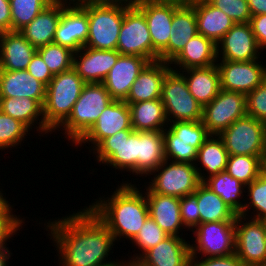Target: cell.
I'll use <instances>...</instances> for the list:
<instances>
[{
  "mask_svg": "<svg viewBox=\"0 0 266 266\" xmlns=\"http://www.w3.org/2000/svg\"><path fill=\"white\" fill-rule=\"evenodd\" d=\"M191 256L222 257L235 253V221L199 223L192 231ZM199 254V255H198Z\"/></svg>",
  "mask_w": 266,
  "mask_h": 266,
  "instance_id": "9c48e42d",
  "label": "cell"
},
{
  "mask_svg": "<svg viewBox=\"0 0 266 266\" xmlns=\"http://www.w3.org/2000/svg\"><path fill=\"white\" fill-rule=\"evenodd\" d=\"M46 86L26 69L0 70V97L31 98L42 106L45 101Z\"/></svg>",
  "mask_w": 266,
  "mask_h": 266,
  "instance_id": "4316f807",
  "label": "cell"
},
{
  "mask_svg": "<svg viewBox=\"0 0 266 266\" xmlns=\"http://www.w3.org/2000/svg\"><path fill=\"white\" fill-rule=\"evenodd\" d=\"M89 34L88 6L67 3L62 9L53 43L76 52L85 46Z\"/></svg>",
  "mask_w": 266,
  "mask_h": 266,
  "instance_id": "ac0fdd59",
  "label": "cell"
},
{
  "mask_svg": "<svg viewBox=\"0 0 266 266\" xmlns=\"http://www.w3.org/2000/svg\"><path fill=\"white\" fill-rule=\"evenodd\" d=\"M119 56L117 50H97L84 46L74 52L73 68L85 83H102Z\"/></svg>",
  "mask_w": 266,
  "mask_h": 266,
  "instance_id": "d6986e66",
  "label": "cell"
},
{
  "mask_svg": "<svg viewBox=\"0 0 266 266\" xmlns=\"http://www.w3.org/2000/svg\"><path fill=\"white\" fill-rule=\"evenodd\" d=\"M250 25L259 49H266V14L251 16Z\"/></svg>",
  "mask_w": 266,
  "mask_h": 266,
  "instance_id": "816d5d0a",
  "label": "cell"
},
{
  "mask_svg": "<svg viewBox=\"0 0 266 266\" xmlns=\"http://www.w3.org/2000/svg\"><path fill=\"white\" fill-rule=\"evenodd\" d=\"M190 241L186 237L168 235L147 250L138 261L143 266H190Z\"/></svg>",
  "mask_w": 266,
  "mask_h": 266,
  "instance_id": "7402d4cb",
  "label": "cell"
},
{
  "mask_svg": "<svg viewBox=\"0 0 266 266\" xmlns=\"http://www.w3.org/2000/svg\"><path fill=\"white\" fill-rule=\"evenodd\" d=\"M32 76L47 86L53 78L41 55L36 52L26 69Z\"/></svg>",
  "mask_w": 266,
  "mask_h": 266,
  "instance_id": "f907efd6",
  "label": "cell"
},
{
  "mask_svg": "<svg viewBox=\"0 0 266 266\" xmlns=\"http://www.w3.org/2000/svg\"><path fill=\"white\" fill-rule=\"evenodd\" d=\"M209 136L201 120L171 122L163 130L164 141L205 142Z\"/></svg>",
  "mask_w": 266,
  "mask_h": 266,
  "instance_id": "74e56055",
  "label": "cell"
},
{
  "mask_svg": "<svg viewBox=\"0 0 266 266\" xmlns=\"http://www.w3.org/2000/svg\"><path fill=\"white\" fill-rule=\"evenodd\" d=\"M171 69L167 62H149L132 84L126 103H138L161 98L162 83L166 73Z\"/></svg>",
  "mask_w": 266,
  "mask_h": 266,
  "instance_id": "d4e9b609",
  "label": "cell"
},
{
  "mask_svg": "<svg viewBox=\"0 0 266 266\" xmlns=\"http://www.w3.org/2000/svg\"><path fill=\"white\" fill-rule=\"evenodd\" d=\"M247 115L246 95L221 89L202 110V122L210 135H219Z\"/></svg>",
  "mask_w": 266,
  "mask_h": 266,
  "instance_id": "8fae6325",
  "label": "cell"
},
{
  "mask_svg": "<svg viewBox=\"0 0 266 266\" xmlns=\"http://www.w3.org/2000/svg\"><path fill=\"white\" fill-rule=\"evenodd\" d=\"M225 171L247 186L261 173V157L229 155Z\"/></svg>",
  "mask_w": 266,
  "mask_h": 266,
  "instance_id": "f35d334b",
  "label": "cell"
},
{
  "mask_svg": "<svg viewBox=\"0 0 266 266\" xmlns=\"http://www.w3.org/2000/svg\"><path fill=\"white\" fill-rule=\"evenodd\" d=\"M30 129L21 121L0 111V150H11L23 145L26 137L30 136Z\"/></svg>",
  "mask_w": 266,
  "mask_h": 266,
  "instance_id": "60d3db41",
  "label": "cell"
},
{
  "mask_svg": "<svg viewBox=\"0 0 266 266\" xmlns=\"http://www.w3.org/2000/svg\"><path fill=\"white\" fill-rule=\"evenodd\" d=\"M117 266H143V265L138 260L121 259V261H119Z\"/></svg>",
  "mask_w": 266,
  "mask_h": 266,
  "instance_id": "91938a15",
  "label": "cell"
},
{
  "mask_svg": "<svg viewBox=\"0 0 266 266\" xmlns=\"http://www.w3.org/2000/svg\"><path fill=\"white\" fill-rule=\"evenodd\" d=\"M0 111L21 121L31 131H33L32 127L34 126L33 128L40 134L39 136L43 137L45 134L53 133L45 125L43 106L35 99L0 97Z\"/></svg>",
  "mask_w": 266,
  "mask_h": 266,
  "instance_id": "f1b7e54d",
  "label": "cell"
},
{
  "mask_svg": "<svg viewBox=\"0 0 266 266\" xmlns=\"http://www.w3.org/2000/svg\"><path fill=\"white\" fill-rule=\"evenodd\" d=\"M254 266H266V263L260 264V265H254Z\"/></svg>",
  "mask_w": 266,
  "mask_h": 266,
  "instance_id": "e7e4bbea",
  "label": "cell"
},
{
  "mask_svg": "<svg viewBox=\"0 0 266 266\" xmlns=\"http://www.w3.org/2000/svg\"><path fill=\"white\" fill-rule=\"evenodd\" d=\"M149 216L168 235L183 236L186 230L180 215V198L153 193L145 184ZM182 229V230H181ZM182 232V233H181ZM181 233V234H180Z\"/></svg>",
  "mask_w": 266,
  "mask_h": 266,
  "instance_id": "603a6c76",
  "label": "cell"
},
{
  "mask_svg": "<svg viewBox=\"0 0 266 266\" xmlns=\"http://www.w3.org/2000/svg\"><path fill=\"white\" fill-rule=\"evenodd\" d=\"M150 175L148 188L156 194L178 198L193 194L201 183L194 164L165 160Z\"/></svg>",
  "mask_w": 266,
  "mask_h": 266,
  "instance_id": "8992f818",
  "label": "cell"
},
{
  "mask_svg": "<svg viewBox=\"0 0 266 266\" xmlns=\"http://www.w3.org/2000/svg\"><path fill=\"white\" fill-rule=\"evenodd\" d=\"M52 75H57L73 67L74 51L55 43L37 48Z\"/></svg>",
  "mask_w": 266,
  "mask_h": 266,
  "instance_id": "b9f144b4",
  "label": "cell"
},
{
  "mask_svg": "<svg viewBox=\"0 0 266 266\" xmlns=\"http://www.w3.org/2000/svg\"><path fill=\"white\" fill-rule=\"evenodd\" d=\"M216 45L218 60L252 61L263 56L250 23H235Z\"/></svg>",
  "mask_w": 266,
  "mask_h": 266,
  "instance_id": "e0dca14e",
  "label": "cell"
},
{
  "mask_svg": "<svg viewBox=\"0 0 266 266\" xmlns=\"http://www.w3.org/2000/svg\"><path fill=\"white\" fill-rule=\"evenodd\" d=\"M161 100L169 123L202 120L203 107L189 92L184 76L170 69L163 80Z\"/></svg>",
  "mask_w": 266,
  "mask_h": 266,
  "instance_id": "5b68a950",
  "label": "cell"
},
{
  "mask_svg": "<svg viewBox=\"0 0 266 266\" xmlns=\"http://www.w3.org/2000/svg\"><path fill=\"white\" fill-rule=\"evenodd\" d=\"M9 247H0V266H9V259L11 258L12 252ZM8 263V264H7Z\"/></svg>",
  "mask_w": 266,
  "mask_h": 266,
  "instance_id": "6f0895ef",
  "label": "cell"
},
{
  "mask_svg": "<svg viewBox=\"0 0 266 266\" xmlns=\"http://www.w3.org/2000/svg\"><path fill=\"white\" fill-rule=\"evenodd\" d=\"M127 104L134 131H163L167 127L169 122L161 98Z\"/></svg>",
  "mask_w": 266,
  "mask_h": 266,
  "instance_id": "836d02e7",
  "label": "cell"
},
{
  "mask_svg": "<svg viewBox=\"0 0 266 266\" xmlns=\"http://www.w3.org/2000/svg\"><path fill=\"white\" fill-rule=\"evenodd\" d=\"M220 88L245 95L266 79V64L260 59L252 61H217Z\"/></svg>",
  "mask_w": 266,
  "mask_h": 266,
  "instance_id": "5bb4252c",
  "label": "cell"
},
{
  "mask_svg": "<svg viewBox=\"0 0 266 266\" xmlns=\"http://www.w3.org/2000/svg\"><path fill=\"white\" fill-rule=\"evenodd\" d=\"M199 257V258H198ZM190 266H244L239 257L233 253L222 257L191 256Z\"/></svg>",
  "mask_w": 266,
  "mask_h": 266,
  "instance_id": "681fc988",
  "label": "cell"
},
{
  "mask_svg": "<svg viewBox=\"0 0 266 266\" xmlns=\"http://www.w3.org/2000/svg\"><path fill=\"white\" fill-rule=\"evenodd\" d=\"M0 27L11 31V8L9 0H0Z\"/></svg>",
  "mask_w": 266,
  "mask_h": 266,
  "instance_id": "db71d44e",
  "label": "cell"
},
{
  "mask_svg": "<svg viewBox=\"0 0 266 266\" xmlns=\"http://www.w3.org/2000/svg\"><path fill=\"white\" fill-rule=\"evenodd\" d=\"M36 52L19 31H6L0 40V70H25Z\"/></svg>",
  "mask_w": 266,
  "mask_h": 266,
  "instance_id": "83f0119b",
  "label": "cell"
},
{
  "mask_svg": "<svg viewBox=\"0 0 266 266\" xmlns=\"http://www.w3.org/2000/svg\"><path fill=\"white\" fill-rule=\"evenodd\" d=\"M164 161L163 131H139L138 166L131 173L135 177H149Z\"/></svg>",
  "mask_w": 266,
  "mask_h": 266,
  "instance_id": "1f68e13d",
  "label": "cell"
},
{
  "mask_svg": "<svg viewBox=\"0 0 266 266\" xmlns=\"http://www.w3.org/2000/svg\"><path fill=\"white\" fill-rule=\"evenodd\" d=\"M251 16L266 14V0H247Z\"/></svg>",
  "mask_w": 266,
  "mask_h": 266,
  "instance_id": "11a10c76",
  "label": "cell"
},
{
  "mask_svg": "<svg viewBox=\"0 0 266 266\" xmlns=\"http://www.w3.org/2000/svg\"><path fill=\"white\" fill-rule=\"evenodd\" d=\"M216 193L238 215L244 208L246 186L233 178L225 170L213 175L203 182ZM245 194V195H244ZM242 200V201H241Z\"/></svg>",
  "mask_w": 266,
  "mask_h": 266,
  "instance_id": "d590c367",
  "label": "cell"
},
{
  "mask_svg": "<svg viewBox=\"0 0 266 266\" xmlns=\"http://www.w3.org/2000/svg\"><path fill=\"white\" fill-rule=\"evenodd\" d=\"M68 2L81 7L90 5H108L130 8L136 5L137 0H68Z\"/></svg>",
  "mask_w": 266,
  "mask_h": 266,
  "instance_id": "f5cc1de1",
  "label": "cell"
},
{
  "mask_svg": "<svg viewBox=\"0 0 266 266\" xmlns=\"http://www.w3.org/2000/svg\"><path fill=\"white\" fill-rule=\"evenodd\" d=\"M137 1L175 3L178 5L188 4L190 2V0H137Z\"/></svg>",
  "mask_w": 266,
  "mask_h": 266,
  "instance_id": "680465c9",
  "label": "cell"
},
{
  "mask_svg": "<svg viewBox=\"0 0 266 266\" xmlns=\"http://www.w3.org/2000/svg\"><path fill=\"white\" fill-rule=\"evenodd\" d=\"M197 34L194 7L190 3L180 5L174 11L168 46L159 54V61L170 63Z\"/></svg>",
  "mask_w": 266,
  "mask_h": 266,
  "instance_id": "44dd1931",
  "label": "cell"
},
{
  "mask_svg": "<svg viewBox=\"0 0 266 266\" xmlns=\"http://www.w3.org/2000/svg\"><path fill=\"white\" fill-rule=\"evenodd\" d=\"M204 142L164 141L165 160L195 164L198 149Z\"/></svg>",
  "mask_w": 266,
  "mask_h": 266,
  "instance_id": "ee69618b",
  "label": "cell"
},
{
  "mask_svg": "<svg viewBox=\"0 0 266 266\" xmlns=\"http://www.w3.org/2000/svg\"><path fill=\"white\" fill-rule=\"evenodd\" d=\"M211 5L223 11L235 23H249L251 14L247 0H207Z\"/></svg>",
  "mask_w": 266,
  "mask_h": 266,
  "instance_id": "f6af8a7d",
  "label": "cell"
},
{
  "mask_svg": "<svg viewBox=\"0 0 266 266\" xmlns=\"http://www.w3.org/2000/svg\"><path fill=\"white\" fill-rule=\"evenodd\" d=\"M126 9L121 6H88L89 34L85 47L116 50Z\"/></svg>",
  "mask_w": 266,
  "mask_h": 266,
  "instance_id": "30bf717a",
  "label": "cell"
},
{
  "mask_svg": "<svg viewBox=\"0 0 266 266\" xmlns=\"http://www.w3.org/2000/svg\"><path fill=\"white\" fill-rule=\"evenodd\" d=\"M54 0H9L11 31H20Z\"/></svg>",
  "mask_w": 266,
  "mask_h": 266,
  "instance_id": "ab89813d",
  "label": "cell"
},
{
  "mask_svg": "<svg viewBox=\"0 0 266 266\" xmlns=\"http://www.w3.org/2000/svg\"><path fill=\"white\" fill-rule=\"evenodd\" d=\"M145 16L152 40V62L168 46L174 11L180 6L175 3L137 1L135 5Z\"/></svg>",
  "mask_w": 266,
  "mask_h": 266,
  "instance_id": "2e32d148",
  "label": "cell"
},
{
  "mask_svg": "<svg viewBox=\"0 0 266 266\" xmlns=\"http://www.w3.org/2000/svg\"><path fill=\"white\" fill-rule=\"evenodd\" d=\"M193 195L199 208V223L235 221L238 214L203 182Z\"/></svg>",
  "mask_w": 266,
  "mask_h": 266,
  "instance_id": "e575fe53",
  "label": "cell"
},
{
  "mask_svg": "<svg viewBox=\"0 0 266 266\" xmlns=\"http://www.w3.org/2000/svg\"><path fill=\"white\" fill-rule=\"evenodd\" d=\"M218 136L228 155L262 157L266 149V124L251 116L236 120Z\"/></svg>",
  "mask_w": 266,
  "mask_h": 266,
  "instance_id": "ba28073f",
  "label": "cell"
},
{
  "mask_svg": "<svg viewBox=\"0 0 266 266\" xmlns=\"http://www.w3.org/2000/svg\"><path fill=\"white\" fill-rule=\"evenodd\" d=\"M189 3L194 7L198 34L207 37L215 44L235 24L228 15L211 5L207 0H194Z\"/></svg>",
  "mask_w": 266,
  "mask_h": 266,
  "instance_id": "f546056e",
  "label": "cell"
},
{
  "mask_svg": "<svg viewBox=\"0 0 266 266\" xmlns=\"http://www.w3.org/2000/svg\"><path fill=\"white\" fill-rule=\"evenodd\" d=\"M179 72L184 76L189 92L202 107L210 103L221 90L217 64Z\"/></svg>",
  "mask_w": 266,
  "mask_h": 266,
  "instance_id": "4dcf8cb0",
  "label": "cell"
},
{
  "mask_svg": "<svg viewBox=\"0 0 266 266\" xmlns=\"http://www.w3.org/2000/svg\"><path fill=\"white\" fill-rule=\"evenodd\" d=\"M85 84L72 67L54 75L46 86L43 117L52 132L57 133L56 130L68 119Z\"/></svg>",
  "mask_w": 266,
  "mask_h": 266,
  "instance_id": "277c9868",
  "label": "cell"
},
{
  "mask_svg": "<svg viewBox=\"0 0 266 266\" xmlns=\"http://www.w3.org/2000/svg\"><path fill=\"white\" fill-rule=\"evenodd\" d=\"M168 234L161 229V227L150 217L145 220L143 226L137 235L130 241L135 248H138V252L133 254V256H128L130 260H138L147 250L156 246ZM140 250V251H139ZM130 257V258H129Z\"/></svg>",
  "mask_w": 266,
  "mask_h": 266,
  "instance_id": "7bdbcfd3",
  "label": "cell"
},
{
  "mask_svg": "<svg viewBox=\"0 0 266 266\" xmlns=\"http://www.w3.org/2000/svg\"><path fill=\"white\" fill-rule=\"evenodd\" d=\"M245 193L248 198H245L247 201L244 202V208L239 215L255 220H266V176L260 173L246 186ZM251 209L252 212H250Z\"/></svg>",
  "mask_w": 266,
  "mask_h": 266,
  "instance_id": "8d00e7d4",
  "label": "cell"
},
{
  "mask_svg": "<svg viewBox=\"0 0 266 266\" xmlns=\"http://www.w3.org/2000/svg\"><path fill=\"white\" fill-rule=\"evenodd\" d=\"M139 131L123 130L103 139L90 155L96 163L122 172H131L138 166Z\"/></svg>",
  "mask_w": 266,
  "mask_h": 266,
  "instance_id": "52a82bcc",
  "label": "cell"
},
{
  "mask_svg": "<svg viewBox=\"0 0 266 266\" xmlns=\"http://www.w3.org/2000/svg\"><path fill=\"white\" fill-rule=\"evenodd\" d=\"M116 50L122 55L141 56L152 62V40L148 24L136 6L124 12Z\"/></svg>",
  "mask_w": 266,
  "mask_h": 266,
  "instance_id": "4fadbf2b",
  "label": "cell"
},
{
  "mask_svg": "<svg viewBox=\"0 0 266 266\" xmlns=\"http://www.w3.org/2000/svg\"><path fill=\"white\" fill-rule=\"evenodd\" d=\"M265 243H266V220H265Z\"/></svg>",
  "mask_w": 266,
  "mask_h": 266,
  "instance_id": "be15d7a7",
  "label": "cell"
},
{
  "mask_svg": "<svg viewBox=\"0 0 266 266\" xmlns=\"http://www.w3.org/2000/svg\"><path fill=\"white\" fill-rule=\"evenodd\" d=\"M235 254L244 266L266 263L265 220L236 216Z\"/></svg>",
  "mask_w": 266,
  "mask_h": 266,
  "instance_id": "7c38bea8",
  "label": "cell"
},
{
  "mask_svg": "<svg viewBox=\"0 0 266 266\" xmlns=\"http://www.w3.org/2000/svg\"><path fill=\"white\" fill-rule=\"evenodd\" d=\"M67 3L68 0H54L19 32L35 48L53 43L62 9Z\"/></svg>",
  "mask_w": 266,
  "mask_h": 266,
  "instance_id": "cb8c5ba5",
  "label": "cell"
},
{
  "mask_svg": "<svg viewBox=\"0 0 266 266\" xmlns=\"http://www.w3.org/2000/svg\"><path fill=\"white\" fill-rule=\"evenodd\" d=\"M247 116L266 124V79L246 95Z\"/></svg>",
  "mask_w": 266,
  "mask_h": 266,
  "instance_id": "bcb514c9",
  "label": "cell"
},
{
  "mask_svg": "<svg viewBox=\"0 0 266 266\" xmlns=\"http://www.w3.org/2000/svg\"><path fill=\"white\" fill-rule=\"evenodd\" d=\"M228 156L221 138L218 135H210L198 149L194 164L200 182H204L209 177L224 171Z\"/></svg>",
  "mask_w": 266,
  "mask_h": 266,
  "instance_id": "d6a6232c",
  "label": "cell"
},
{
  "mask_svg": "<svg viewBox=\"0 0 266 266\" xmlns=\"http://www.w3.org/2000/svg\"><path fill=\"white\" fill-rule=\"evenodd\" d=\"M123 130H133L129 106L125 101L114 100L98 117L89 131L75 144L82 148L89 143V151H92L103 139ZM86 143V144H85ZM91 148V149H90Z\"/></svg>",
  "mask_w": 266,
  "mask_h": 266,
  "instance_id": "9a60e30c",
  "label": "cell"
},
{
  "mask_svg": "<svg viewBox=\"0 0 266 266\" xmlns=\"http://www.w3.org/2000/svg\"><path fill=\"white\" fill-rule=\"evenodd\" d=\"M122 180L109 197L100 196L87 206L108 228L117 243L121 238L131 241L149 216L145 189L140 190L137 181Z\"/></svg>",
  "mask_w": 266,
  "mask_h": 266,
  "instance_id": "7a4b0ae2",
  "label": "cell"
},
{
  "mask_svg": "<svg viewBox=\"0 0 266 266\" xmlns=\"http://www.w3.org/2000/svg\"><path fill=\"white\" fill-rule=\"evenodd\" d=\"M217 61V45L207 37L197 34L186 43L182 51L169 64L173 66L171 69L181 71L210 67Z\"/></svg>",
  "mask_w": 266,
  "mask_h": 266,
  "instance_id": "484cf974",
  "label": "cell"
},
{
  "mask_svg": "<svg viewBox=\"0 0 266 266\" xmlns=\"http://www.w3.org/2000/svg\"><path fill=\"white\" fill-rule=\"evenodd\" d=\"M261 173L266 176V149L261 157Z\"/></svg>",
  "mask_w": 266,
  "mask_h": 266,
  "instance_id": "94428289",
  "label": "cell"
},
{
  "mask_svg": "<svg viewBox=\"0 0 266 266\" xmlns=\"http://www.w3.org/2000/svg\"><path fill=\"white\" fill-rule=\"evenodd\" d=\"M180 215L183 225L188 231H192L199 224V208L196 197L186 195L180 198Z\"/></svg>",
  "mask_w": 266,
  "mask_h": 266,
  "instance_id": "7dc6e473",
  "label": "cell"
},
{
  "mask_svg": "<svg viewBox=\"0 0 266 266\" xmlns=\"http://www.w3.org/2000/svg\"><path fill=\"white\" fill-rule=\"evenodd\" d=\"M25 218L19 215H0V247L8 246L10 238L17 235L24 226Z\"/></svg>",
  "mask_w": 266,
  "mask_h": 266,
  "instance_id": "c3c4849f",
  "label": "cell"
},
{
  "mask_svg": "<svg viewBox=\"0 0 266 266\" xmlns=\"http://www.w3.org/2000/svg\"><path fill=\"white\" fill-rule=\"evenodd\" d=\"M4 30L0 27V40H1V38H2V36L4 35Z\"/></svg>",
  "mask_w": 266,
  "mask_h": 266,
  "instance_id": "6125c7cd",
  "label": "cell"
},
{
  "mask_svg": "<svg viewBox=\"0 0 266 266\" xmlns=\"http://www.w3.org/2000/svg\"><path fill=\"white\" fill-rule=\"evenodd\" d=\"M1 187V186H0ZM3 189H0V215H15V211H13V205H11L10 201L4 196L5 191H2ZM7 199V200H6Z\"/></svg>",
  "mask_w": 266,
  "mask_h": 266,
  "instance_id": "9f6ffc18",
  "label": "cell"
},
{
  "mask_svg": "<svg viewBox=\"0 0 266 266\" xmlns=\"http://www.w3.org/2000/svg\"><path fill=\"white\" fill-rule=\"evenodd\" d=\"M113 101L103 83H86L70 116L57 131L62 129L64 138L71 142L70 146L73 147Z\"/></svg>",
  "mask_w": 266,
  "mask_h": 266,
  "instance_id": "3957f363",
  "label": "cell"
},
{
  "mask_svg": "<svg viewBox=\"0 0 266 266\" xmlns=\"http://www.w3.org/2000/svg\"><path fill=\"white\" fill-rule=\"evenodd\" d=\"M72 212L43 223L57 250L58 265L117 266L119 259L108 257L116 245L108 228L87 206Z\"/></svg>",
  "mask_w": 266,
  "mask_h": 266,
  "instance_id": "6da1fadb",
  "label": "cell"
},
{
  "mask_svg": "<svg viewBox=\"0 0 266 266\" xmlns=\"http://www.w3.org/2000/svg\"><path fill=\"white\" fill-rule=\"evenodd\" d=\"M149 63L141 56L122 55L103 80L106 90L114 100L124 101L139 73Z\"/></svg>",
  "mask_w": 266,
  "mask_h": 266,
  "instance_id": "ffe728a7",
  "label": "cell"
}]
</instances>
